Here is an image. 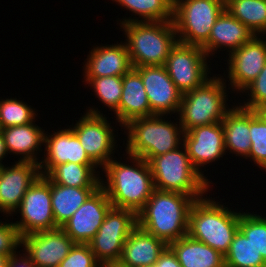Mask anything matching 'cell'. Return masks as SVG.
<instances>
[{"label": "cell", "instance_id": "f546056e", "mask_svg": "<svg viewBox=\"0 0 266 267\" xmlns=\"http://www.w3.org/2000/svg\"><path fill=\"white\" fill-rule=\"evenodd\" d=\"M225 9L256 36L266 34V0H227Z\"/></svg>", "mask_w": 266, "mask_h": 267}, {"label": "cell", "instance_id": "7402d4cb", "mask_svg": "<svg viewBox=\"0 0 266 267\" xmlns=\"http://www.w3.org/2000/svg\"><path fill=\"white\" fill-rule=\"evenodd\" d=\"M114 115H116L115 122L122 128L134 119L151 116L142 78L134 68L122 76L121 100Z\"/></svg>", "mask_w": 266, "mask_h": 267}, {"label": "cell", "instance_id": "d6986e66", "mask_svg": "<svg viewBox=\"0 0 266 267\" xmlns=\"http://www.w3.org/2000/svg\"><path fill=\"white\" fill-rule=\"evenodd\" d=\"M46 133L44 136L45 154L39 160L41 175L46 176L56 165L63 163L95 164L86 154L70 126L68 129L63 128L49 135L48 132Z\"/></svg>", "mask_w": 266, "mask_h": 267}, {"label": "cell", "instance_id": "7a4b0ae2", "mask_svg": "<svg viewBox=\"0 0 266 267\" xmlns=\"http://www.w3.org/2000/svg\"><path fill=\"white\" fill-rule=\"evenodd\" d=\"M194 201L186 194L154 189L137 213V225L169 245L187 235L188 215Z\"/></svg>", "mask_w": 266, "mask_h": 267}, {"label": "cell", "instance_id": "7bdbcfd3", "mask_svg": "<svg viewBox=\"0 0 266 267\" xmlns=\"http://www.w3.org/2000/svg\"><path fill=\"white\" fill-rule=\"evenodd\" d=\"M100 267H125V266L121 265L119 262H114V263L101 264Z\"/></svg>", "mask_w": 266, "mask_h": 267}, {"label": "cell", "instance_id": "9a60e30c", "mask_svg": "<svg viewBox=\"0 0 266 267\" xmlns=\"http://www.w3.org/2000/svg\"><path fill=\"white\" fill-rule=\"evenodd\" d=\"M141 76L153 115L179 112L182 93L176 88L164 65L134 68Z\"/></svg>", "mask_w": 266, "mask_h": 267}, {"label": "cell", "instance_id": "9c48e42d", "mask_svg": "<svg viewBox=\"0 0 266 267\" xmlns=\"http://www.w3.org/2000/svg\"><path fill=\"white\" fill-rule=\"evenodd\" d=\"M86 113L70 127L79 139L88 157L99 167L103 168L114 157L117 150L116 135L108 117L98 108L88 107ZM113 127V128H112Z\"/></svg>", "mask_w": 266, "mask_h": 267}, {"label": "cell", "instance_id": "e575fe53", "mask_svg": "<svg viewBox=\"0 0 266 267\" xmlns=\"http://www.w3.org/2000/svg\"><path fill=\"white\" fill-rule=\"evenodd\" d=\"M239 230L250 239L258 253L266 262V216L254 212L240 213Z\"/></svg>", "mask_w": 266, "mask_h": 267}, {"label": "cell", "instance_id": "2e32d148", "mask_svg": "<svg viewBox=\"0 0 266 267\" xmlns=\"http://www.w3.org/2000/svg\"><path fill=\"white\" fill-rule=\"evenodd\" d=\"M183 144L193 166L204 176L202 168L205 165L226 155L222 122L197 126L184 132Z\"/></svg>", "mask_w": 266, "mask_h": 267}, {"label": "cell", "instance_id": "f1b7e54d", "mask_svg": "<svg viewBox=\"0 0 266 267\" xmlns=\"http://www.w3.org/2000/svg\"><path fill=\"white\" fill-rule=\"evenodd\" d=\"M127 11L132 12L133 18H122L120 24L129 22H158L173 21L174 0H112ZM142 17V18H141ZM135 18V19H134ZM140 18V20H139Z\"/></svg>", "mask_w": 266, "mask_h": 267}, {"label": "cell", "instance_id": "ac0fdd59", "mask_svg": "<svg viewBox=\"0 0 266 267\" xmlns=\"http://www.w3.org/2000/svg\"><path fill=\"white\" fill-rule=\"evenodd\" d=\"M41 175L39 164L15 161L12 166L0 170V213L12 216L19 207L25 193Z\"/></svg>", "mask_w": 266, "mask_h": 267}, {"label": "cell", "instance_id": "836d02e7", "mask_svg": "<svg viewBox=\"0 0 266 267\" xmlns=\"http://www.w3.org/2000/svg\"><path fill=\"white\" fill-rule=\"evenodd\" d=\"M251 149L247 159L266 172V119L257 110H250Z\"/></svg>", "mask_w": 266, "mask_h": 267}, {"label": "cell", "instance_id": "8992f818", "mask_svg": "<svg viewBox=\"0 0 266 267\" xmlns=\"http://www.w3.org/2000/svg\"><path fill=\"white\" fill-rule=\"evenodd\" d=\"M148 163L155 189L186 194L198 200L211 188L210 179L193 166L184 144L153 157Z\"/></svg>", "mask_w": 266, "mask_h": 267}, {"label": "cell", "instance_id": "d590c367", "mask_svg": "<svg viewBox=\"0 0 266 267\" xmlns=\"http://www.w3.org/2000/svg\"><path fill=\"white\" fill-rule=\"evenodd\" d=\"M241 93H246L247 99L238 104L245 109L257 110L266 103V64L259 75Z\"/></svg>", "mask_w": 266, "mask_h": 267}, {"label": "cell", "instance_id": "44dd1931", "mask_svg": "<svg viewBox=\"0 0 266 267\" xmlns=\"http://www.w3.org/2000/svg\"><path fill=\"white\" fill-rule=\"evenodd\" d=\"M255 34L238 19L232 17L226 9L218 16L211 29L209 39L201 46L210 58L217 51L227 50L229 54L249 42ZM225 48V50H221ZM220 49V50H218ZM216 51V52H215Z\"/></svg>", "mask_w": 266, "mask_h": 267}, {"label": "cell", "instance_id": "1f68e13d", "mask_svg": "<svg viewBox=\"0 0 266 267\" xmlns=\"http://www.w3.org/2000/svg\"><path fill=\"white\" fill-rule=\"evenodd\" d=\"M82 82L91 86L92 92L105 107L109 108V111L114 112L119 107L122 95V76L84 78Z\"/></svg>", "mask_w": 266, "mask_h": 267}, {"label": "cell", "instance_id": "484cf974", "mask_svg": "<svg viewBox=\"0 0 266 267\" xmlns=\"http://www.w3.org/2000/svg\"><path fill=\"white\" fill-rule=\"evenodd\" d=\"M182 267H225L224 256L188 235L168 245Z\"/></svg>", "mask_w": 266, "mask_h": 267}, {"label": "cell", "instance_id": "6da1fadb", "mask_svg": "<svg viewBox=\"0 0 266 267\" xmlns=\"http://www.w3.org/2000/svg\"><path fill=\"white\" fill-rule=\"evenodd\" d=\"M126 155L131 164L113 158L102 168L106 179H101L100 186L114 208L129 209L137 214L155 189L153 176L145 159Z\"/></svg>", "mask_w": 266, "mask_h": 267}, {"label": "cell", "instance_id": "5bb4252c", "mask_svg": "<svg viewBox=\"0 0 266 267\" xmlns=\"http://www.w3.org/2000/svg\"><path fill=\"white\" fill-rule=\"evenodd\" d=\"M112 207L107 193L99 186L60 228L75 244H89Z\"/></svg>", "mask_w": 266, "mask_h": 267}, {"label": "cell", "instance_id": "4316f807", "mask_svg": "<svg viewBox=\"0 0 266 267\" xmlns=\"http://www.w3.org/2000/svg\"><path fill=\"white\" fill-rule=\"evenodd\" d=\"M98 187H69L51 182V206L58 227L69 220L73 213Z\"/></svg>", "mask_w": 266, "mask_h": 267}, {"label": "cell", "instance_id": "ee69618b", "mask_svg": "<svg viewBox=\"0 0 266 267\" xmlns=\"http://www.w3.org/2000/svg\"><path fill=\"white\" fill-rule=\"evenodd\" d=\"M9 256L0 254V267H6Z\"/></svg>", "mask_w": 266, "mask_h": 267}, {"label": "cell", "instance_id": "52a82bcc", "mask_svg": "<svg viewBox=\"0 0 266 267\" xmlns=\"http://www.w3.org/2000/svg\"><path fill=\"white\" fill-rule=\"evenodd\" d=\"M212 76L203 85L182 94L177 119L184 132L203 125L222 122L232 109L228 106L225 78ZM225 80V81H224Z\"/></svg>", "mask_w": 266, "mask_h": 267}, {"label": "cell", "instance_id": "b9f144b4", "mask_svg": "<svg viewBox=\"0 0 266 267\" xmlns=\"http://www.w3.org/2000/svg\"><path fill=\"white\" fill-rule=\"evenodd\" d=\"M257 112L264 118L266 119V103H264L262 106H260L257 109Z\"/></svg>", "mask_w": 266, "mask_h": 267}, {"label": "cell", "instance_id": "603a6c76", "mask_svg": "<svg viewBox=\"0 0 266 267\" xmlns=\"http://www.w3.org/2000/svg\"><path fill=\"white\" fill-rule=\"evenodd\" d=\"M167 246L137 225L124 243L119 263L125 267H153Z\"/></svg>", "mask_w": 266, "mask_h": 267}, {"label": "cell", "instance_id": "cb8c5ba5", "mask_svg": "<svg viewBox=\"0 0 266 267\" xmlns=\"http://www.w3.org/2000/svg\"><path fill=\"white\" fill-rule=\"evenodd\" d=\"M35 122L1 129L8 154L20 156V162L40 163L37 153L43 150L45 130Z\"/></svg>", "mask_w": 266, "mask_h": 267}, {"label": "cell", "instance_id": "8d00e7d4", "mask_svg": "<svg viewBox=\"0 0 266 267\" xmlns=\"http://www.w3.org/2000/svg\"><path fill=\"white\" fill-rule=\"evenodd\" d=\"M89 244H74L59 267H100Z\"/></svg>", "mask_w": 266, "mask_h": 267}, {"label": "cell", "instance_id": "5b68a950", "mask_svg": "<svg viewBox=\"0 0 266 267\" xmlns=\"http://www.w3.org/2000/svg\"><path fill=\"white\" fill-rule=\"evenodd\" d=\"M166 118L167 115L137 118L121 128L127 134L126 154L149 162L153 157L180 147L184 135L182 126L178 120L172 122L165 120Z\"/></svg>", "mask_w": 266, "mask_h": 267}, {"label": "cell", "instance_id": "f35d334b", "mask_svg": "<svg viewBox=\"0 0 266 267\" xmlns=\"http://www.w3.org/2000/svg\"><path fill=\"white\" fill-rule=\"evenodd\" d=\"M24 253L20 254V251L13 253L7 260L6 267H36L31 257L22 249ZM19 253V254H18Z\"/></svg>", "mask_w": 266, "mask_h": 267}, {"label": "cell", "instance_id": "4dcf8cb0", "mask_svg": "<svg viewBox=\"0 0 266 267\" xmlns=\"http://www.w3.org/2000/svg\"><path fill=\"white\" fill-rule=\"evenodd\" d=\"M224 264L225 267H266L261 254L239 229L224 256Z\"/></svg>", "mask_w": 266, "mask_h": 267}, {"label": "cell", "instance_id": "3957f363", "mask_svg": "<svg viewBox=\"0 0 266 267\" xmlns=\"http://www.w3.org/2000/svg\"><path fill=\"white\" fill-rule=\"evenodd\" d=\"M219 203L215 198L205 196L195 200L188 215L187 235L225 256L239 229L241 211Z\"/></svg>", "mask_w": 266, "mask_h": 267}, {"label": "cell", "instance_id": "ab89813d", "mask_svg": "<svg viewBox=\"0 0 266 267\" xmlns=\"http://www.w3.org/2000/svg\"><path fill=\"white\" fill-rule=\"evenodd\" d=\"M153 267H182L172 249L167 246Z\"/></svg>", "mask_w": 266, "mask_h": 267}, {"label": "cell", "instance_id": "30bf717a", "mask_svg": "<svg viewBox=\"0 0 266 267\" xmlns=\"http://www.w3.org/2000/svg\"><path fill=\"white\" fill-rule=\"evenodd\" d=\"M137 226V214L112 207L89 245L100 264L119 262L126 239Z\"/></svg>", "mask_w": 266, "mask_h": 267}, {"label": "cell", "instance_id": "60d3db41", "mask_svg": "<svg viewBox=\"0 0 266 267\" xmlns=\"http://www.w3.org/2000/svg\"><path fill=\"white\" fill-rule=\"evenodd\" d=\"M7 155H8V152L6 150L4 138L2 135V131L0 129V164L3 165V163H2L4 160L3 158H5Z\"/></svg>", "mask_w": 266, "mask_h": 267}, {"label": "cell", "instance_id": "d4e9b609", "mask_svg": "<svg viewBox=\"0 0 266 267\" xmlns=\"http://www.w3.org/2000/svg\"><path fill=\"white\" fill-rule=\"evenodd\" d=\"M226 153L247 159L251 149L250 109L233 105L222 121Z\"/></svg>", "mask_w": 266, "mask_h": 267}, {"label": "cell", "instance_id": "4fadbf2b", "mask_svg": "<svg viewBox=\"0 0 266 267\" xmlns=\"http://www.w3.org/2000/svg\"><path fill=\"white\" fill-rule=\"evenodd\" d=\"M260 37V38H259ZM262 38V39H261ZM266 37L254 36L249 42L243 44L240 48L228 54L226 64L227 77L229 85L232 88L230 92L241 94V92L259 75L266 64Z\"/></svg>", "mask_w": 266, "mask_h": 267}, {"label": "cell", "instance_id": "d6a6232c", "mask_svg": "<svg viewBox=\"0 0 266 267\" xmlns=\"http://www.w3.org/2000/svg\"><path fill=\"white\" fill-rule=\"evenodd\" d=\"M37 115L35 108L17 98L0 99V129L34 122Z\"/></svg>", "mask_w": 266, "mask_h": 267}, {"label": "cell", "instance_id": "74e56055", "mask_svg": "<svg viewBox=\"0 0 266 267\" xmlns=\"http://www.w3.org/2000/svg\"><path fill=\"white\" fill-rule=\"evenodd\" d=\"M22 247V236L13 222L0 220V254L10 256ZM18 248V249H17Z\"/></svg>", "mask_w": 266, "mask_h": 267}, {"label": "cell", "instance_id": "7c38bea8", "mask_svg": "<svg viewBox=\"0 0 266 267\" xmlns=\"http://www.w3.org/2000/svg\"><path fill=\"white\" fill-rule=\"evenodd\" d=\"M20 214V221L14 222L21 236L38 231L59 228L52 212L51 181L40 175L25 193L19 207L14 211Z\"/></svg>", "mask_w": 266, "mask_h": 267}, {"label": "cell", "instance_id": "ffe728a7", "mask_svg": "<svg viewBox=\"0 0 266 267\" xmlns=\"http://www.w3.org/2000/svg\"><path fill=\"white\" fill-rule=\"evenodd\" d=\"M92 47L83 66V78L123 76L133 69L125 42Z\"/></svg>", "mask_w": 266, "mask_h": 267}, {"label": "cell", "instance_id": "e0dca14e", "mask_svg": "<svg viewBox=\"0 0 266 267\" xmlns=\"http://www.w3.org/2000/svg\"><path fill=\"white\" fill-rule=\"evenodd\" d=\"M74 244L60 227L22 237V248L36 267H59Z\"/></svg>", "mask_w": 266, "mask_h": 267}, {"label": "cell", "instance_id": "ba28073f", "mask_svg": "<svg viewBox=\"0 0 266 267\" xmlns=\"http://www.w3.org/2000/svg\"><path fill=\"white\" fill-rule=\"evenodd\" d=\"M224 9V0H174L173 22L178 42L201 47Z\"/></svg>", "mask_w": 266, "mask_h": 267}, {"label": "cell", "instance_id": "83f0119b", "mask_svg": "<svg viewBox=\"0 0 266 267\" xmlns=\"http://www.w3.org/2000/svg\"><path fill=\"white\" fill-rule=\"evenodd\" d=\"M96 164L63 163L56 165L46 177L55 184L69 187H99L100 171Z\"/></svg>", "mask_w": 266, "mask_h": 267}, {"label": "cell", "instance_id": "277c9868", "mask_svg": "<svg viewBox=\"0 0 266 267\" xmlns=\"http://www.w3.org/2000/svg\"><path fill=\"white\" fill-rule=\"evenodd\" d=\"M124 30L133 68L165 65L178 38L173 21L129 22L120 24Z\"/></svg>", "mask_w": 266, "mask_h": 267}, {"label": "cell", "instance_id": "8fae6325", "mask_svg": "<svg viewBox=\"0 0 266 267\" xmlns=\"http://www.w3.org/2000/svg\"><path fill=\"white\" fill-rule=\"evenodd\" d=\"M207 59L209 60V57L200 46L177 42L164 66L176 88L184 94L200 87L211 78L212 68H209L211 66L208 65Z\"/></svg>", "mask_w": 266, "mask_h": 267}]
</instances>
